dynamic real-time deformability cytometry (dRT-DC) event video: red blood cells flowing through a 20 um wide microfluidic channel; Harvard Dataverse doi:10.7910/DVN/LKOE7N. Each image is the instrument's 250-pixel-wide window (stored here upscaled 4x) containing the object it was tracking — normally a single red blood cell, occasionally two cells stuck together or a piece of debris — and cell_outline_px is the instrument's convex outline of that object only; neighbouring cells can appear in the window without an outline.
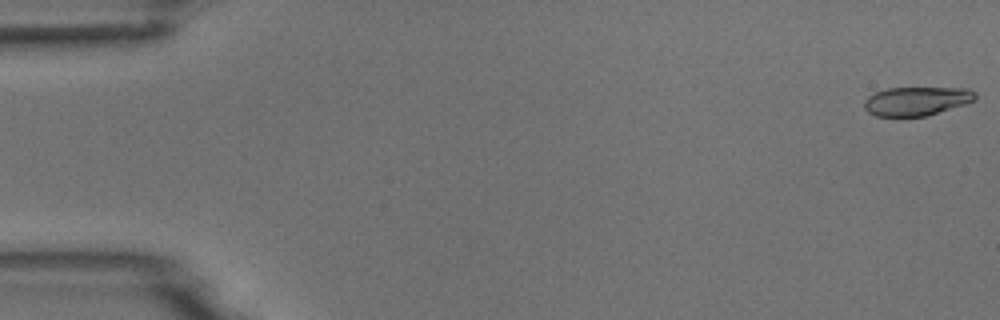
{"species": "common noctule bat (a hibernating species)", "species_latin": "Nyctalus noctula", "temperature_condition": "room temperature", "stored_images_in_passage": 5, "camera_frame_rate_fps": 3000, "um_per_image_px": 0.085, "animal": {"sex": "male", "body_mass_g": 18.8}, "frame": {"image": 1, "passage_image": 1, "time_ms": 0.0, "image_size_px": [1000, 320], "cell_outline_px": [[976, 100], [928, 116], [876, 116], [868, 112], [864, 108], [864, 100], [868, 96], [876, 92], [888, 88], [968, 88], [976, 92]], "centroid_in_image_um": [77.91, 8.59], "position_along_channel_um": 7.1, "area_um2": 18.67}}
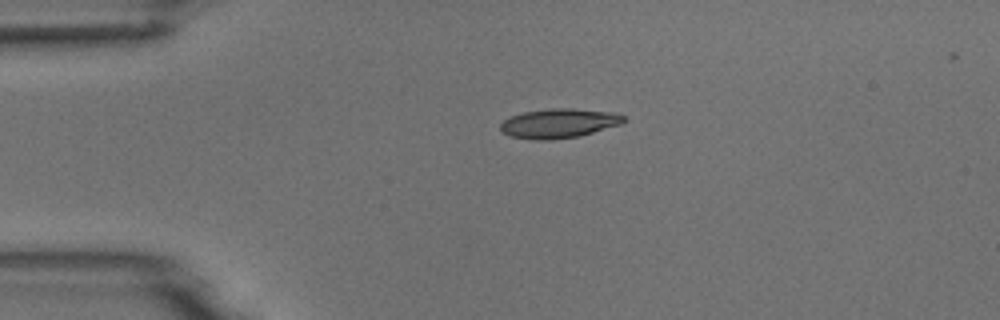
{"frame": {"image": 2, "passage_image": 4, "time_ms": 3.667, "image_size_px": [1000, 320], "cell_outline_px": [[628, 120], [620, 124], [580, 136], [552, 140], [536, 140], [512, 136], [504, 132], [500, 128], [500, 124], [504, 120], [512, 116], [524, 112], [552, 108], [572, 108], [616, 112], [624, 116]], "centroid_in_image_um": [47.56, 10.47], "position_along_channel_um": 37.4, "area_um2": 21.1}}